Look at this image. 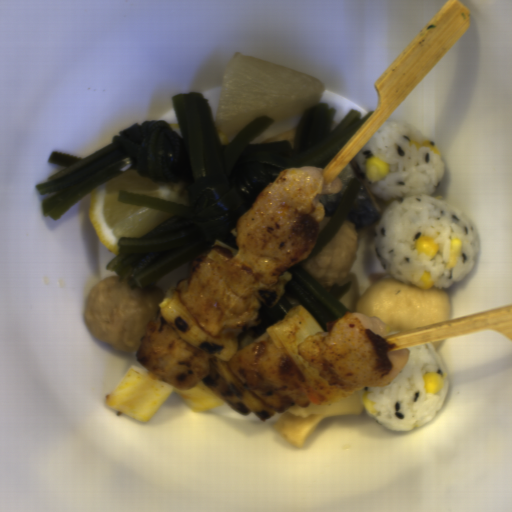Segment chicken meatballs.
<instances>
[{
  "label": "chicken meatballs",
  "instance_id": "chicken-meatballs-1",
  "mask_svg": "<svg viewBox=\"0 0 512 512\" xmlns=\"http://www.w3.org/2000/svg\"><path fill=\"white\" fill-rule=\"evenodd\" d=\"M166 291L157 287L132 289L109 276L87 292L84 319L104 344L124 352L138 351L142 330L156 314Z\"/></svg>",
  "mask_w": 512,
  "mask_h": 512
},
{
  "label": "chicken meatballs",
  "instance_id": "chicken-meatballs-2",
  "mask_svg": "<svg viewBox=\"0 0 512 512\" xmlns=\"http://www.w3.org/2000/svg\"><path fill=\"white\" fill-rule=\"evenodd\" d=\"M357 230L350 220H344L340 230L312 257L297 264L327 293L335 285H341L355 262Z\"/></svg>",
  "mask_w": 512,
  "mask_h": 512
},
{
  "label": "chicken meatballs",
  "instance_id": "chicken-meatballs-3",
  "mask_svg": "<svg viewBox=\"0 0 512 512\" xmlns=\"http://www.w3.org/2000/svg\"><path fill=\"white\" fill-rule=\"evenodd\" d=\"M332 216H323L320 224H319V228H318V232H317V236L316 238L320 235V233L322 232V230L324 229V227L327 225V223L329 222V220L331 219Z\"/></svg>",
  "mask_w": 512,
  "mask_h": 512
}]
</instances>
